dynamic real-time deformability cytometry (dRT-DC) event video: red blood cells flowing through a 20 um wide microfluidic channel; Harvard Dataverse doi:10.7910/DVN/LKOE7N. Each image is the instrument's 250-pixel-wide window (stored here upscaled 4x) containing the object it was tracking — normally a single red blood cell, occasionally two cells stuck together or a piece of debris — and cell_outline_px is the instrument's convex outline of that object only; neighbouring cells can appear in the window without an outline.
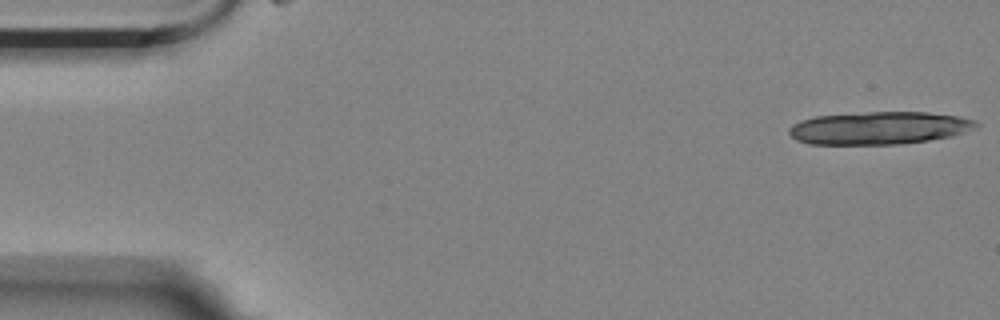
{"species": "Egyptian fruit bat (a non-hibernating species)", "species_latin": "Rousettus aegyptiacus", "temperature_condition": "room temperature", "stored_images_in_passage": 5, "camera_frame_rate_fps": 3000, "um_per_image_px": 0.085, "animal": {"sex": "female"}, "frame": {"image": 1, "passage_image": 1, "time_ms": 0.0, "image_size_px": [1000, 320], "cell_outline_px": [[980, 128], [952, 136], [928, 140], [900, 144], [808, 144], [796, 140], [788, 132], [788, 128], [792, 124], [800, 120], [816, 116], [868, 112], [928, 112], [960, 116], [976, 120], [980, 124]], "centroid_in_image_um": [74.77, 10.87], "position_along_channel_um": 10.2, "area_um2": 36.01}}